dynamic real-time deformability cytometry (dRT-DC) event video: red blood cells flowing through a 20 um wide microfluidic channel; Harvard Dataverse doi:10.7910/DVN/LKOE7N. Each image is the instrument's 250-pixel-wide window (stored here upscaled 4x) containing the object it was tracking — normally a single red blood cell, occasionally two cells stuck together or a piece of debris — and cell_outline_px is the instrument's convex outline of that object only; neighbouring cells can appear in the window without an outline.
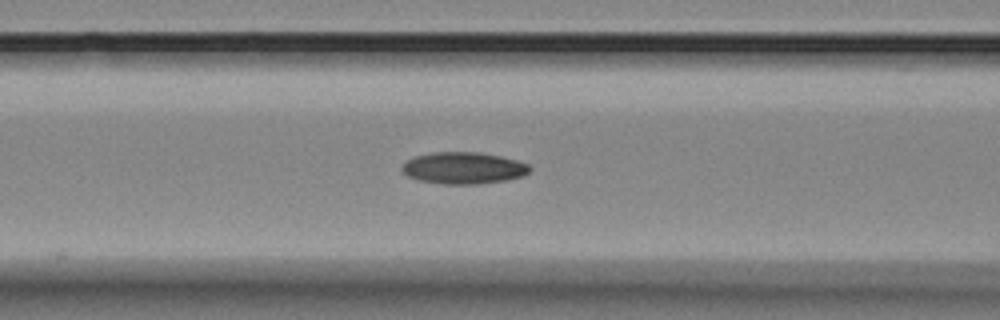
{"species": "Egyptian fruit bat (a non-hibernating species)", "species_latin": "Rousettus aegyptiacus", "temperature_condition": "room temperature", "stored_images_in_passage": 5, "camera_frame_rate_fps": 3000, "um_per_image_px": 0.085, "animal": {"sex": "female"}, "frame": {"image": 1, "passage_image": 5, "time_ms": 6.0, "image_size_px": [1000, 320], "cell_outline_px": [[532, 168], [524, 176], [508, 180], [480, 184], [444, 184], [420, 180], [408, 176], [400, 168], [412, 156], [432, 152], [480, 152], [500, 156], [516, 160], [528, 164]], "centroid_in_image_um": [39.42, 14.28], "position_along_channel_um": 127.2, "area_um2": 23.76}}